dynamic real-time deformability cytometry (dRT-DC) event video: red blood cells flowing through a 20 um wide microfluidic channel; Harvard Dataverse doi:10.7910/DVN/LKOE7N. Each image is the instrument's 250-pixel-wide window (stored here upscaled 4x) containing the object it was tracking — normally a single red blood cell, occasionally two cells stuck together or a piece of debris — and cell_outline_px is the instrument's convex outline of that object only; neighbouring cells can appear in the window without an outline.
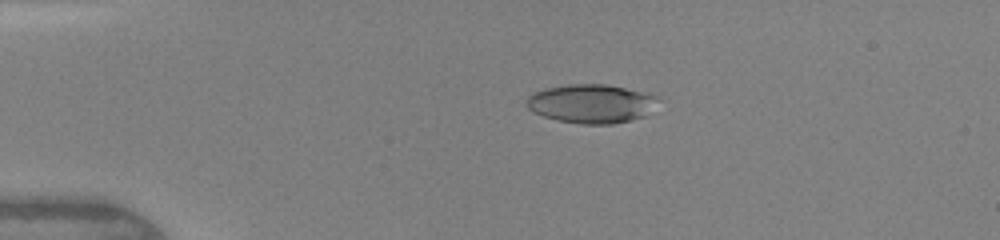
{"species": "human", "species_latin": "Homo sapiens", "temperature_condition": "warm", "stored_images_in_passage": 58, "camera_frame_rate_fps": 3000, "um_per_image_px": 0.085, "donor": {"sex": "female"}, "frame": {"image": 1, "passage_image": 11, "time_ms": 3.0, "image_size_px": [1000, 240], "cell_outline_px": [[660, 96], [644, 116], [632, 120], [612, 124], [580, 124], [556, 120], [532, 112], [524, 104], [524, 100], [532, 92], [544, 88], [568, 84], [604, 84], [624, 88]], "centroid_in_image_um": [50.17, 8.81], "position_along_channel_um": 34.8, "area_um2": 29.82}}
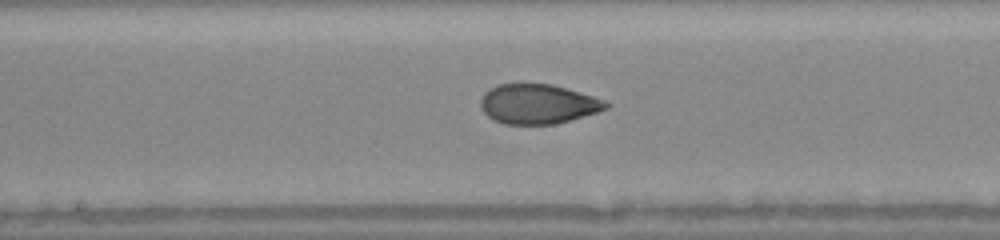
{"frame": {"image": 2, "passage_image": 33, "time_ms": 8.0, "image_size_px": [1000, 240], "cell_outline_px": [[612, 104], [608, 108], [596, 112], [556, 124], [504, 124], [492, 120], [480, 108], [480, 100], [484, 92], [488, 88], [496, 84], [552, 84], [580, 92], [604, 100]], "centroid_in_image_um": [45.69, 8.84], "position_along_channel_um": 202.5, "area_um2": 29.07}}
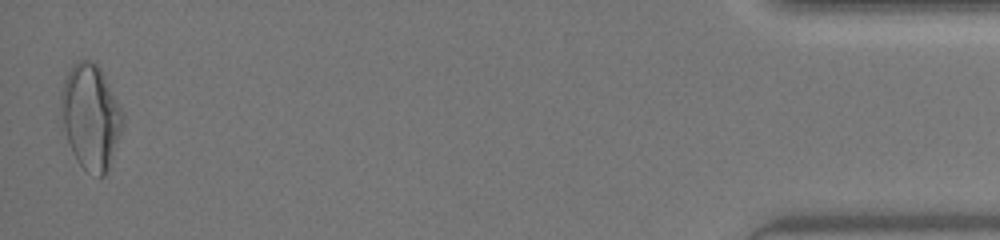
{"frame": {"image": 3, "passage_image": 58, "time_ms": 15.0, "image_size_px": [1000, 240], "cell_outline_px": [[124, 124], [108, 172], [104, 176], [100, 176], [84, 168], [80, 164], [72, 152], [68, 140], [64, 124], [60, 100], [60, 92], [64, 80], [72, 64], [76, 60], [92, 60], [100, 68], [124, 112]], "centroid_in_image_um": [7.74, 9.89], "position_along_channel_um": 427.5, "area_um2": 37.63}, "authors_computed_cell_mechanics": {"area_um2": 30.1716, "velocity_mm_per_s": 4.3624, "shape_relaxation_time_tau1_ms": 5.2421, "shape_relaxation_time_tau2_ms": 1.1507, "deformation_change_tau1": 0.1838, "deformation_change_tau2": 0.0664}}